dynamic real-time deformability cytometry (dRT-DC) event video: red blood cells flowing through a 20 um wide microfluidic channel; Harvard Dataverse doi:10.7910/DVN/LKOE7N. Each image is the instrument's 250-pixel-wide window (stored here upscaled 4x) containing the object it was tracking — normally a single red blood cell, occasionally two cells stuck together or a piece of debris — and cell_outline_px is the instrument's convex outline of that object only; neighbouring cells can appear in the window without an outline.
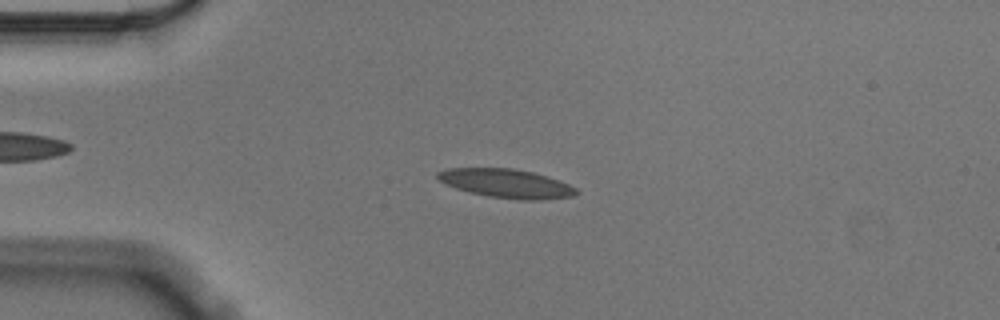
{"species": "Egyptian fruit bat (a non-hibernating species)", "species_latin": "Rousettus aegyptiacus", "temperature_condition": "cold", "stored_images_in_passage": 56, "camera_frame_rate_fps": 3000, "um_per_image_px": 0.085, "animal": {"sex": "male"}, "frame": {"image": 1, "passage_image": 13, "time_ms": 4.0, "image_size_px": [1000, 320], "cell_outline_px": [[580, 192], [572, 196], [540, 200], [520, 200], [488, 196], [468, 192], [456, 188], [440, 180], [436, 176], [436, 172], [448, 168], [512, 168], [532, 172], [548, 176], [568, 184], [576, 188]], "centroid_in_image_um": [43.05, 15.59], "position_along_channel_um": 42.0, "area_um2": 23.24}}
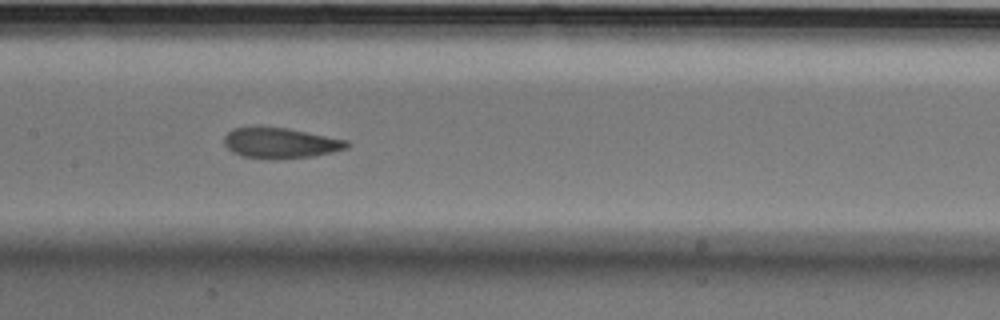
{"frame": {"image": 2, "passage_image": 27, "time_ms": 8.667, "image_size_px": [1000, 320], "cell_outline_px": [[352, 144], [348, 148], [332, 152], [312, 156], [268, 160], [240, 156], [232, 152], [224, 144], [224, 136], [232, 128], [288, 128], [348, 140]], "centroid_in_image_um": [23.85, 12.18], "position_along_channel_um": 183.5, "area_um2": 21.85}}
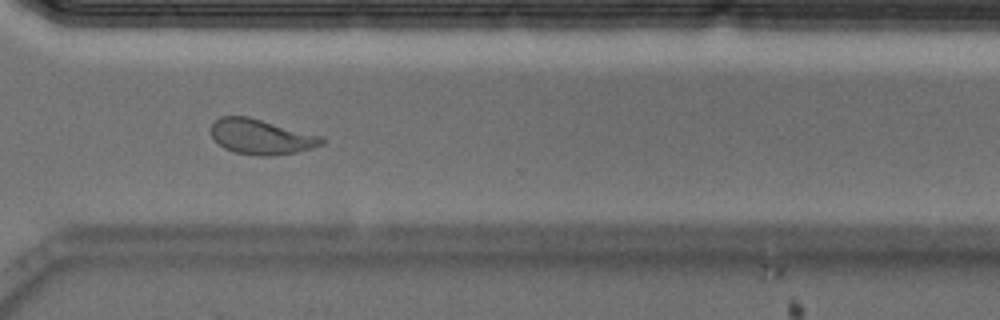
{"frame": {"image": 3, "passage_image": 41, "time_ms": 13.333, "image_size_px": [1000, 320], "cell_outline_px": [[324, 144], [312, 148], [296, 152], [272, 156], [256, 156], [236, 152], [224, 148], [212, 136], [212, 124], [220, 116], [248, 116], [324, 136]], "centroid_in_image_um": [22.24, 11.62], "position_along_channel_um": 348.4, "area_um2": 22.72}, "authors_computed_cell_mechanics": {"area_um2": 22.6287, "velocity_mm_per_s": 3.5413, "shape_relaxation_time_tau1_ms": 6.4542, "shape_relaxation_time_tau2_ms": 1.5109, "deformation_change_tau1": 0.19, "deformation_change_tau2": 0.0697}}